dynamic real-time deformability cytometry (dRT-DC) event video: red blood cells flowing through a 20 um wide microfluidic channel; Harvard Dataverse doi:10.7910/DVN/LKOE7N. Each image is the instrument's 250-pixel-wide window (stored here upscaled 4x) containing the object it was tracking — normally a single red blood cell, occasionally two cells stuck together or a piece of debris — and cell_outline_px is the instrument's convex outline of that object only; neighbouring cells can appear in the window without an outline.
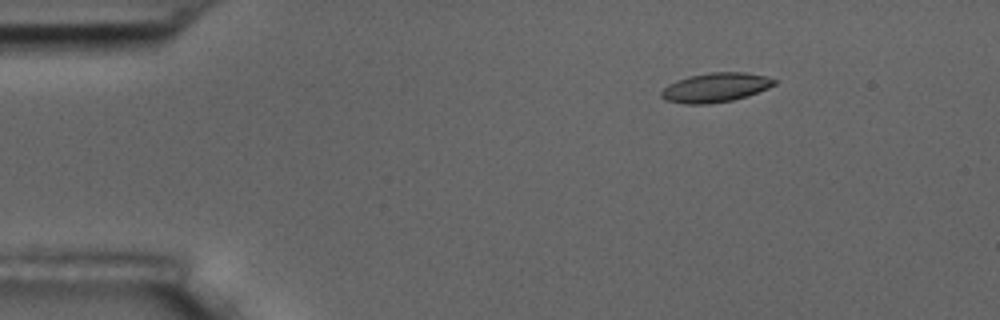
{"species": "common noctule bat (a hibernating species)", "species_latin": "Nyctalus noctula", "temperature_condition": "room temperature", "stored_images_in_passage": 2, "camera_frame_rate_fps": 3000, "um_per_image_px": 0.085, "animal": {"sex": "male", "body_mass_g": 17.5, "forearm_length_mm": 52.3}, "frame": {"image": 1, "passage_image": 2, "time_ms": 2.0, "image_size_px": [1000, 320], "cell_outline_px": [[776, 84], [768, 88], [748, 96], [732, 100], [708, 104], [684, 104], [664, 100], [660, 96], [660, 92], [668, 84], [676, 80], [688, 76], [708, 72], [748, 72], [764, 76], [776, 80]], "centroid_in_image_um": [60.79, 7.44], "position_along_channel_um": 24.2, "area_um2": 19.48}}